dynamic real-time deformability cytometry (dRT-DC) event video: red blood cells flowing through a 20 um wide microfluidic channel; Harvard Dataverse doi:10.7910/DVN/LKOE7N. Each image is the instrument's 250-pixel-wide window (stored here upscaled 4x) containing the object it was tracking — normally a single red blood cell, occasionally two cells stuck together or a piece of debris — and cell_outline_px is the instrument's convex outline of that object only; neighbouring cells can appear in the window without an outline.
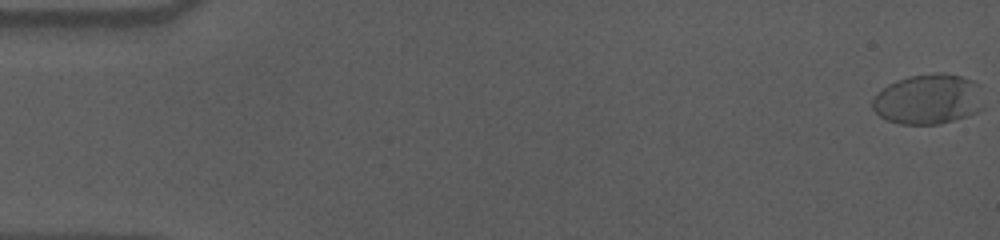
{"species": "human", "species_latin": "Homo sapiens", "temperature_condition": "cold", "stored_images_in_passage": 58, "camera_frame_rate_fps": 3000, "um_per_image_px": 0.085, "donor": {"sex": "male"}, "frame": {"image": 1, "passage_image": 1, "time_ms": 0.0, "image_size_px": [1000, 240], "cell_outline_px": [[984, 108], [968, 116], [940, 124], [900, 124], [888, 120], [880, 116], [872, 108], [872, 100], [888, 84], [896, 80], [908, 76], [936, 72], [944, 72], [960, 76], [972, 80], [980, 84]], "centroid_in_image_um": [78.95, 8.42], "position_along_channel_um": 6.1, "area_um2": 32.83}}
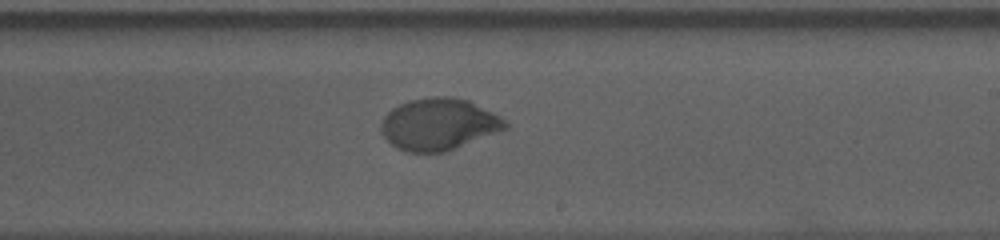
{"frame": {"image": 2, "passage_image": 35, "time_ms": 11.333, "image_size_px": [1000, 240], "cell_outline_px": [[508, 128], [444, 152], [408, 152], [396, 148], [384, 136], [380, 128], [380, 124], [384, 116], [392, 108], [400, 104], [412, 100], [432, 96], [448, 96], [468, 100], [500, 116], [508, 124]], "centroid_in_image_um": [37.27, 10.55], "position_along_channel_um": 251.7, "area_um2": 37.17}}
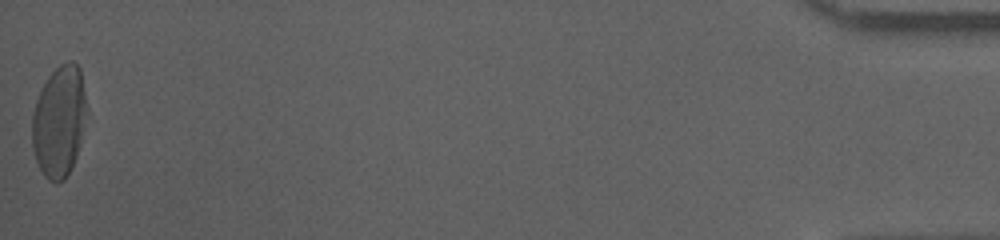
{"frame": {"image": 3, "passage_image": 58, "time_ms": 19.0, "image_size_px": [1000, 240], "cell_outline_px": [[88, 112], [76, 156], [64, 180], [56, 184], [48, 180], [44, 176], [36, 160], [32, 148], [32, 116], [36, 100], [48, 76], [60, 64], [68, 60], [72, 60], [80, 68], [88, 108]], "centroid_in_image_um": [5.04, 10.3], "position_along_channel_um": 430.2, "area_um2": 35.6}, "authors_computed_cell_mechanics": {"area_um2": 35.6915, "velocity_mm_per_s": 3.5842, "shape_relaxation_time_tau1_ms": 4.0227, "shape_relaxation_time_tau2_ms": null, "deformation_change_tau1": 0.1741, "deformation_change_tau2": null}}